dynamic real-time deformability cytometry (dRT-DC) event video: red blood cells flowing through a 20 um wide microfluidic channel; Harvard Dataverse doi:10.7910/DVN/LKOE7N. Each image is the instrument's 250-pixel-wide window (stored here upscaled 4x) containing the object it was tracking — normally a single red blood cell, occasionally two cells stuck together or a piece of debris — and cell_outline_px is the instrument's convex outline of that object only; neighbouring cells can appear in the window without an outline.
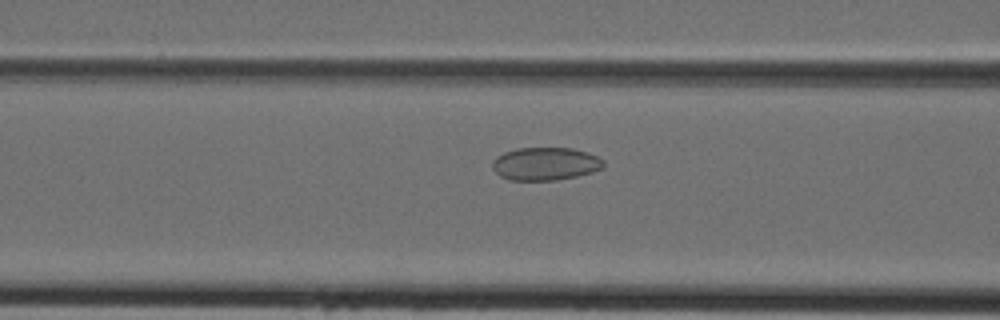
{"species": "Egyptian fruit bat (a non-hibernating species)", "species_latin": "Rousettus aegyptiacus", "temperature_condition": "cold", "stored_images_in_passage": 44, "camera_frame_rate_fps": 3000, "um_per_image_px": 0.085, "animal": {"sex": "female"}, "frame": {"image": 1, "passage_image": 18, "time_ms": 5.667, "image_size_px": [1000, 320], "cell_outline_px": [[604, 168], [592, 172], [576, 176], [556, 180], [508, 180], [500, 176], [492, 168], [492, 160], [496, 156], [504, 152], [516, 148], [572, 148], [588, 152], [604, 160]], "centroid_in_image_um": [46.34, 13.92], "position_along_channel_um": 120.3, "area_um2": 21.5}}
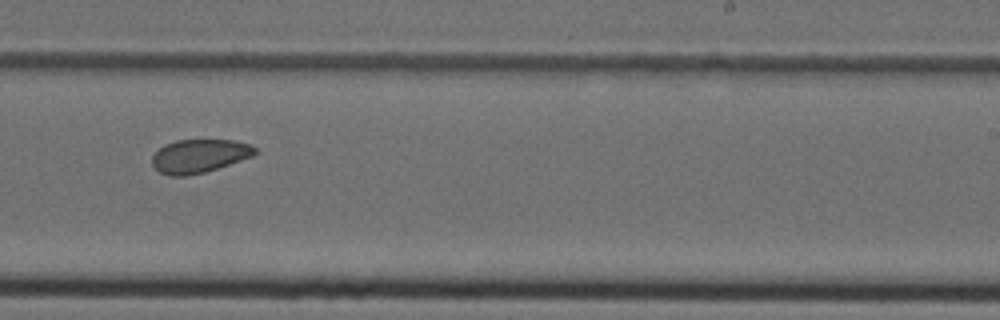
{"frame": {"image": 2, "passage_image": 28, "time_ms": 9.0, "image_size_px": [1000, 320], "cell_outline_px": [[256, 152], [252, 156], [204, 172], [184, 176], [168, 176], [160, 172], [152, 164], [152, 156], [164, 144], [176, 140], [236, 140], [252, 144], [256, 148]], "centroid_in_image_um": [16.93, 13.24], "position_along_channel_um": 272.1, "area_um2": 19.94}}
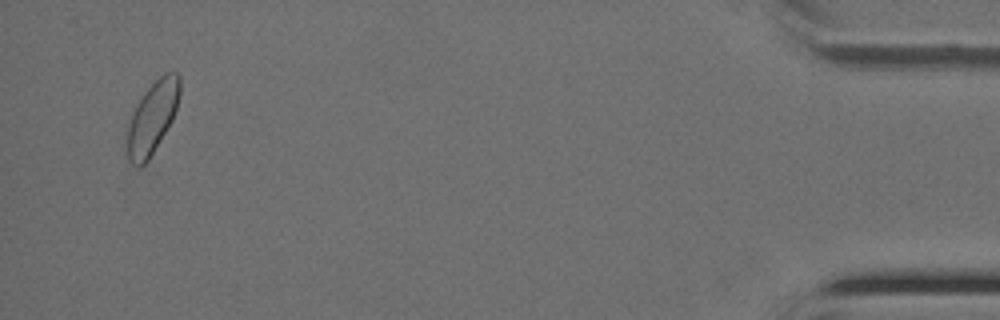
{"frame": {"image": 3, "passage_image": 43, "time_ms": 14.0, "image_size_px": [1000, 320], "cell_outline_px": [[180, 96], [172, 120], [148, 160], [140, 168], [136, 168], [128, 160], [124, 148], [124, 140], [128, 124], [132, 112], [144, 92], [164, 72], [176, 72], [180, 76]], "centroid_in_image_um": [12.89, 10.04], "position_along_channel_um": 422.3, "area_um2": 22.48}}